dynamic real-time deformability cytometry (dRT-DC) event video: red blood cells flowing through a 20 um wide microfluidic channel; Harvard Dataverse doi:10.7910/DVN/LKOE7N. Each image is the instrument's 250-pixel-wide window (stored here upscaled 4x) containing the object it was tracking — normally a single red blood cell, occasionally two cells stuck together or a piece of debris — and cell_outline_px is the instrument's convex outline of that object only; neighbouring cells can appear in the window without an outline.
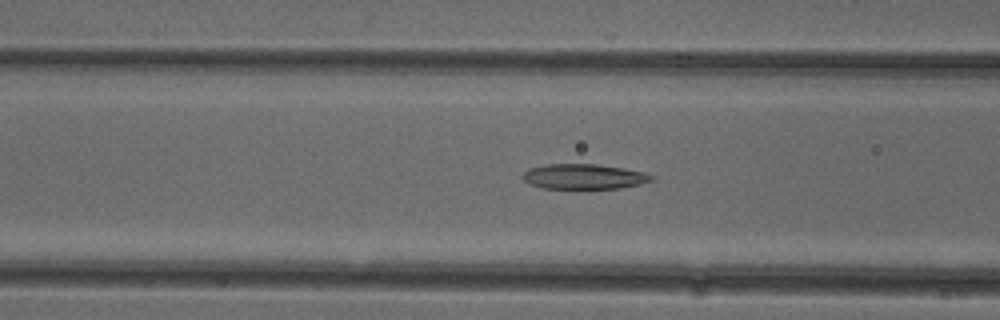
{"species": "common noctule bat (a hibernating species)", "species_latin": "Nyctalus noctula", "temperature_condition": "cold", "stored_images_in_passage": 51, "camera_frame_rate_fps": 3000, "um_per_image_px": 0.085, "animal": {"sex": "female"}, "frame": {"image": 1, "passage_image": 20, "time_ms": 6.333, "image_size_px": [1000, 320], "cell_outline_px": [[656, 180], [640, 184], [620, 188], [544, 188], [528, 184], [520, 176], [528, 168], [544, 164], [596, 164], [624, 168], [644, 172], [656, 176]], "centroid_in_image_um": [49.64, 15.0], "position_along_channel_um": 117.0, "area_um2": 19.07}}
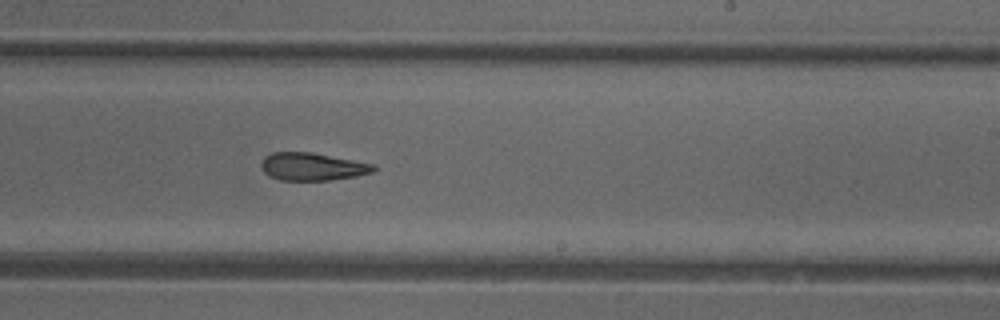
{"frame": {"image": 2, "passage_image": 31, "time_ms": 10.0, "image_size_px": [1000, 320], "cell_outline_px": [[376, 172], [356, 176], [328, 180], [280, 180], [268, 176], [260, 168], [260, 164], [264, 156], [272, 152], [312, 152], [376, 164]], "centroid_in_image_um": [26.55, 14.16], "position_along_channel_um": 262.4, "area_um2": 18.44}}
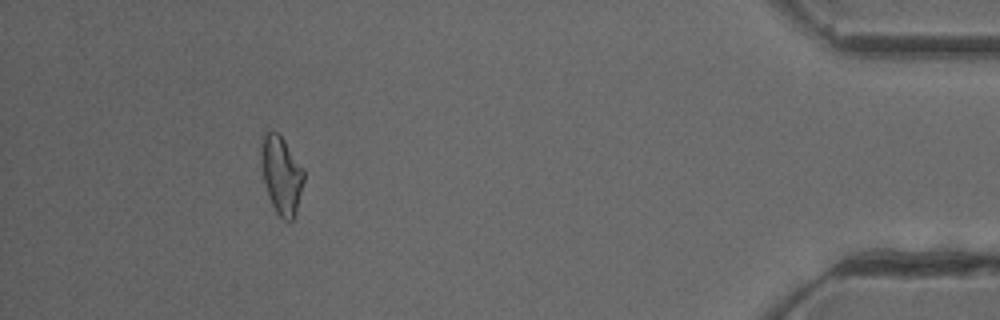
{"frame": {"image": 3, "passage_image": 47, "time_ms": 15.333, "image_size_px": [1000, 320], "cell_outline_px": [[304, 180], [296, 212], [292, 220], [288, 224], [276, 212], [272, 204], [264, 180], [260, 156], [260, 136], [264, 132], [272, 128], [284, 140], [304, 168]], "centroid_in_image_um": [23.9, 14.82], "position_along_channel_um": 411.3, "area_um2": 19.59}, "authors_computed_cell_mechanics": {"area_um2": 19.7676, "velocity_mm_per_s": 3.9639, "shape_relaxation_time_tau1_ms": null, "shape_relaxation_time_tau2_ms": 5.6066, "deformation_change_tau1": null, "deformation_change_tau2": 0.1525}}